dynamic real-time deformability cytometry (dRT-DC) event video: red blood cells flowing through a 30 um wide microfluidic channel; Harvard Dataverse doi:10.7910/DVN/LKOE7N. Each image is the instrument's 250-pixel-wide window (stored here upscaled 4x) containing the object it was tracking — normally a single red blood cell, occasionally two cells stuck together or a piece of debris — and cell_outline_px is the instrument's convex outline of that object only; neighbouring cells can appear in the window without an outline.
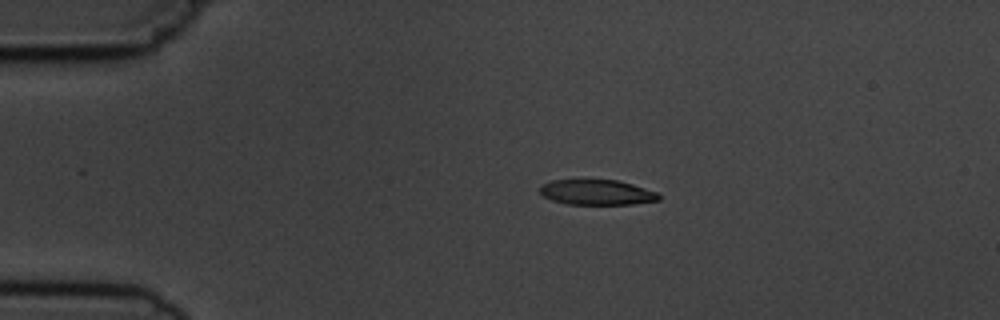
{"species": "common noctule bat (a hibernating species)", "species_latin": "Nyctalus noctula", "temperature_condition": "cold", "stored_images_in_passage": 4, "camera_frame_rate_fps": 3000, "um_per_image_px": 0.085, "animal": {"sex": "male", "body_mass_g": 19.5, "forearm_length_mm": 54.6}, "frame": {"image": 1, "passage_image": 2, "time_ms": 2.0, "image_size_px": [1000, 320], "cell_outline_px": [[660, 200], [632, 204], [568, 204], [552, 200], [544, 196], [540, 192], [540, 188], [544, 184], [552, 180], [616, 180], [632, 184], [656, 192], [660, 196]], "centroid_in_image_um": [50.74, 16.35], "position_along_channel_um": 34.3, "area_um2": 17.22}}
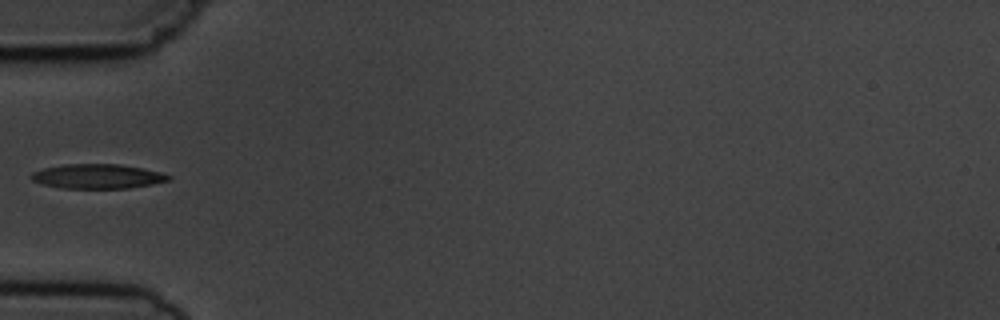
{"frame": {"image": 2, "passage_image": 4, "time_ms": 4.333, "image_size_px": [1000, 320], "cell_outline_px": [[172, 176], [168, 180], [152, 184], [128, 188], [64, 188], [44, 184], [32, 180], [28, 176], [32, 172], [44, 168], [64, 164], [120, 164], [144, 168], [160, 172]], "centroid_in_image_um": [8.28, 14.98], "position_along_channel_um": 76.7, "area_um2": 19.54}}